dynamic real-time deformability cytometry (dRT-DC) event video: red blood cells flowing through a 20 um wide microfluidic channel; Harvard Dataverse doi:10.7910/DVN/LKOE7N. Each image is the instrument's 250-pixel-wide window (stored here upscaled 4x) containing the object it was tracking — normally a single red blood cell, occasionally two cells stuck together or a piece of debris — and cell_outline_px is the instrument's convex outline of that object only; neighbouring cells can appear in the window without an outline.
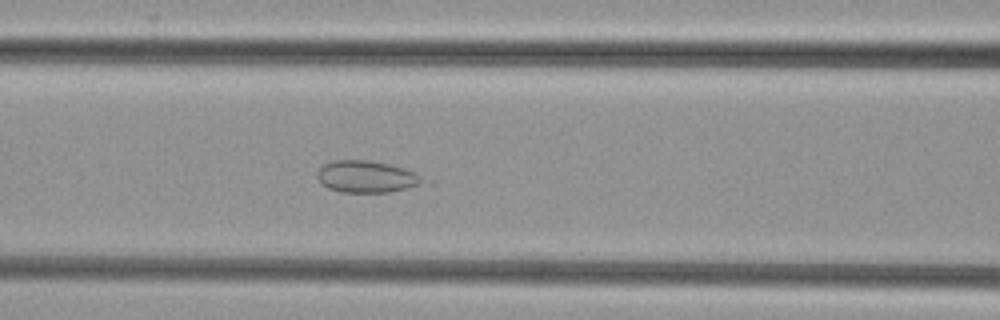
{"species": "common noctule bat (a hibernating species)", "species_latin": "Nyctalus noctula", "temperature_condition": "cold", "stored_images_in_passage": 50, "camera_frame_rate_fps": 3000, "um_per_image_px": 0.085, "animal": {"sex": "female", "body_mass_g": 29.2, "forearm_length_mm": 56.3}, "frame": {"image": 1, "passage_image": 21, "time_ms": 6.667, "image_size_px": [1000, 320], "cell_outline_px": [[436, 184], [388, 192], [340, 192], [328, 188], [320, 184], [316, 176], [316, 172], [324, 164], [332, 160], [368, 160], [388, 164], [404, 168], [436, 180]], "centroid_in_image_um": [31.35, 15.04], "position_along_channel_um": 135.3, "area_um2": 20.69}}
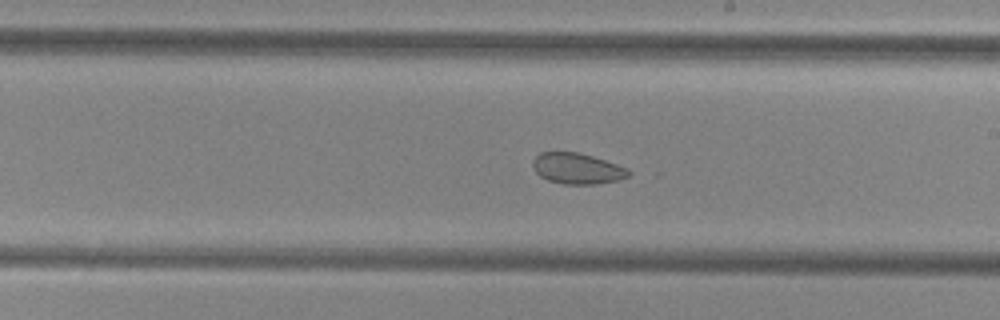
{"frame": {"image": 2, "passage_image": 29, "time_ms": 9.333, "image_size_px": [1000, 320], "cell_outline_px": [[632, 172], [628, 176], [620, 180], [596, 184], [564, 184], [548, 180], [540, 176], [532, 168], [532, 160], [540, 152], [580, 152], [628, 168]], "centroid_in_image_um": [49.06, 14.32], "position_along_channel_um": 239.9, "area_um2": 17.34}}
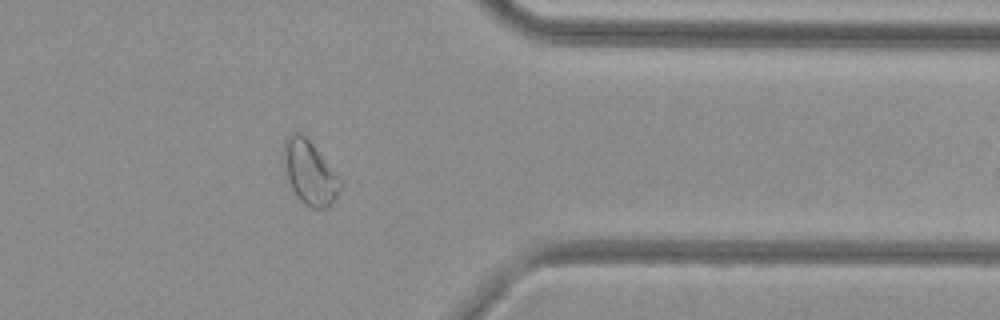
{"frame": {"image": 3, "passage_image": 41, "time_ms": 13.333, "image_size_px": [1000, 320], "cell_outline_px": [[344, 184], [332, 204], [328, 208], [312, 208], [304, 204], [296, 196], [284, 176], [280, 164], [284, 140], [292, 132], [300, 132], [312, 144]], "centroid_in_image_um": [26.25, 14.69], "position_along_channel_um": 385.2, "area_um2": 21.56}}